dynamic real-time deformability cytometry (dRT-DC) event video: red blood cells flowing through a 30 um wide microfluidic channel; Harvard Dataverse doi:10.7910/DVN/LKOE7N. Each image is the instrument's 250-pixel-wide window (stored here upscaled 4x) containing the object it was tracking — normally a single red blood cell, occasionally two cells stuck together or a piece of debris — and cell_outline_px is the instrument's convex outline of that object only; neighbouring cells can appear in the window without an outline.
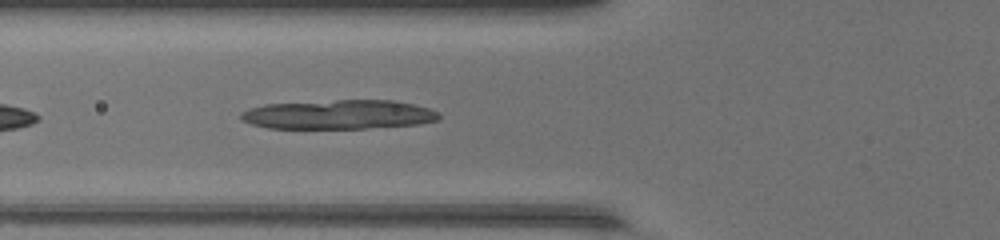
{"species": "common noctule bat (a hibernating species)", "species_latin": "Nyctalus noctula", "temperature_condition": "warm", "stored_images_in_passage": 26, "camera_frame_rate_fps": 3000, "um_per_image_px": 0.085, "animal": {"sex": "female", "body_mass_g": 17.0, "forearm_length_mm": 48.0}, "frame": {"image": 1, "passage_image": 19, "time_ms": 6.0, "image_size_px": [1000, 240], "cell_outline_px": [[440, 120], [420, 124], [368, 128], [268, 128], [252, 124], [240, 120], [240, 112], [248, 108], [264, 104], [336, 100], [392, 100], [412, 104], [428, 108], [436, 112], [440, 116]], "centroid_in_image_um": [28.76, 9.73], "position_along_channel_um": 97.0, "area_um2": 33.81}}
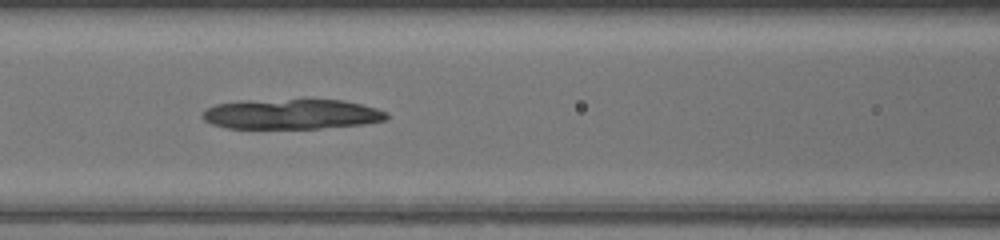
{"frame": {"image": 2, "passage_image": 22, "time_ms": 7.0, "image_size_px": [1000, 240], "cell_outline_px": [[388, 120], [364, 124], [320, 128], [228, 128], [212, 124], [204, 120], [200, 116], [208, 108], [216, 104], [244, 100], [344, 100], [376, 108], [388, 112]], "centroid_in_image_um": [24.8, 9.7], "position_along_channel_um": 141.8, "area_um2": 32.25}}